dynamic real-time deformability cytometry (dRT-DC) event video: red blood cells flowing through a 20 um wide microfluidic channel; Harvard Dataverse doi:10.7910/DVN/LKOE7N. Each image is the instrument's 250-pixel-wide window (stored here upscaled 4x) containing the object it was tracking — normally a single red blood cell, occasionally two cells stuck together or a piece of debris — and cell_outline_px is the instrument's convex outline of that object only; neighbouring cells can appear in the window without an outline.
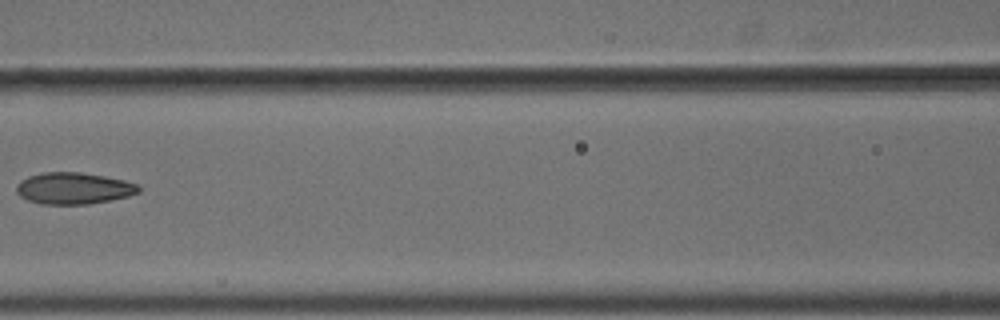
{"species": "common noctule bat (a hibernating species)", "species_latin": "Nyctalus noctula", "temperature_condition": "cold", "stored_images_in_passage": 4, "camera_frame_rate_fps": 3000, "um_per_image_px": 0.085, "animal": {"sex": "male", "body_mass_g": 18.8}, "frame": {"image": 1, "passage_image": 3, "time_ms": 0.667, "image_size_px": [1000, 320], "cell_outline_px": [[140, 192], [128, 196], [112, 200], [88, 204], [40, 204], [28, 200], [20, 196], [16, 192], [16, 184], [20, 180], [28, 176], [40, 172], [80, 172], [104, 176], [124, 180], [136, 184], [140, 188]], "centroid_in_image_um": [6.23, 16.0], "position_along_channel_um": 160.4, "area_um2": 22.66}}
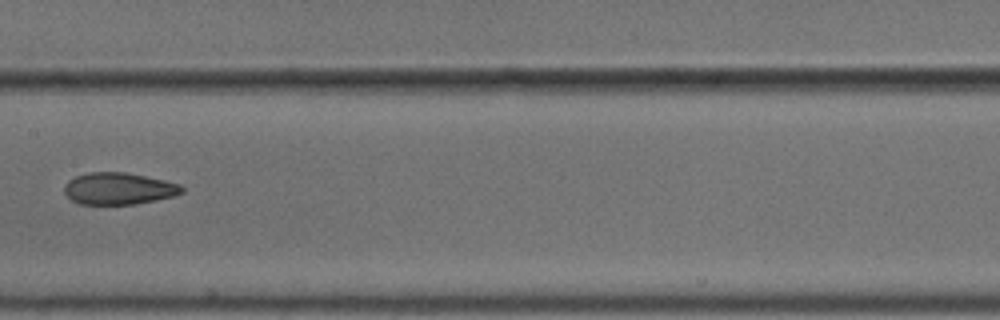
{"frame": {"image": 2, "passage_image": 4, "time_ms": 1.0, "image_size_px": [1000, 320], "cell_outline_px": [[184, 192], [172, 196], [156, 200], [136, 204], [80, 204], [72, 200], [64, 192], [64, 184], [68, 180], [76, 176], [88, 172], [124, 172], [164, 180], [180, 184], [184, 188]], "centroid_in_image_um": [10.08, 16.03], "position_along_channel_um": 197.3, "area_um2": 21.79}}